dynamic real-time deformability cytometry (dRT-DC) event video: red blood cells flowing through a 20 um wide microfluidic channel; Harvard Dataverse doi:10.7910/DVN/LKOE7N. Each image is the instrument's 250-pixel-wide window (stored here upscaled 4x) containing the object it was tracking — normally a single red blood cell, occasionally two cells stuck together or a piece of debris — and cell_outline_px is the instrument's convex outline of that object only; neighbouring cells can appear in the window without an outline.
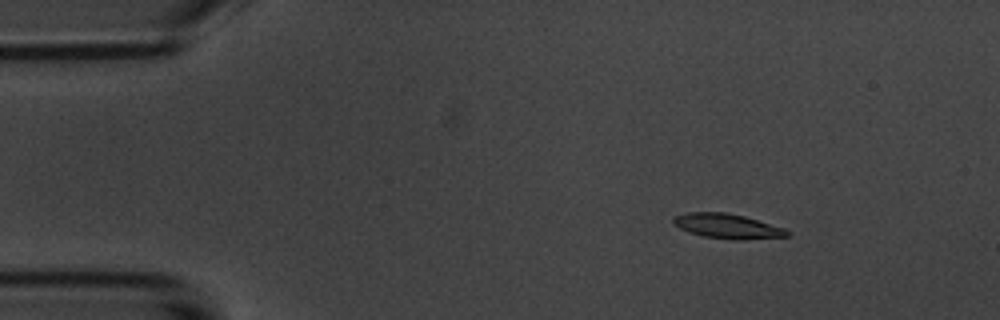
{"species": "common noctule bat (a hibernating species)", "species_latin": "Nyctalus noctula", "temperature_condition": "room temperature", "stored_images_in_passage": 5, "camera_frame_rate_fps": 3000, "um_per_image_px": 0.085, "animal": {"sex": "male", "body_mass_g": 20.1, "forearm_length_mm": 53.5}, "frame": {"image": 1, "passage_image": 3, "time_ms": 2.333, "image_size_px": [1000, 320], "cell_outline_px": [[792, 236], [744, 240], [732, 240], [704, 236], [688, 232], [672, 224], [672, 216], [688, 212], [724, 212], [744, 216], [784, 228]], "centroid_in_image_um": [61.8, 19.23], "position_along_channel_um": 23.2, "area_um2": 16.53}}